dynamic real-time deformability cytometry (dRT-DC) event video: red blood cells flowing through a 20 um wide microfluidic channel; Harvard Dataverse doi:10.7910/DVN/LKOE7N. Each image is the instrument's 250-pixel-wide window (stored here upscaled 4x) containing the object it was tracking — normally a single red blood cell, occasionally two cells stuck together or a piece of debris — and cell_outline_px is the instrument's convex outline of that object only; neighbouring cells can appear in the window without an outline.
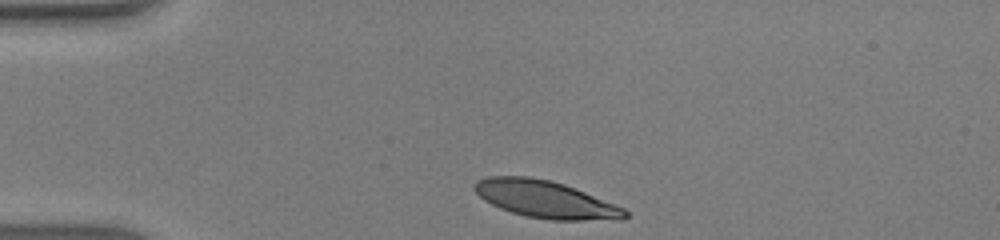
{"species": "human", "species_latin": "Homo sapiens", "temperature_condition": "warm", "stored_images_in_passage": 30, "camera_frame_rate_fps": 3000, "um_per_image_px": 0.085, "donor": {"sex": "male"}, "frame": {"image": 1, "passage_image": 1, "time_ms": 0.0, "image_size_px": [1000, 240], "cell_outline_px": [[628, 216], [624, 220], [552, 220], [528, 216], [512, 212], [500, 208], [484, 200], [472, 188], [472, 184], [476, 180], [488, 176], [528, 176], [548, 180], [564, 184], [624, 208], [628, 212]], "centroid_in_image_um": [46.35, 16.94], "position_along_channel_um": 38.6, "area_um2": 32.54}}
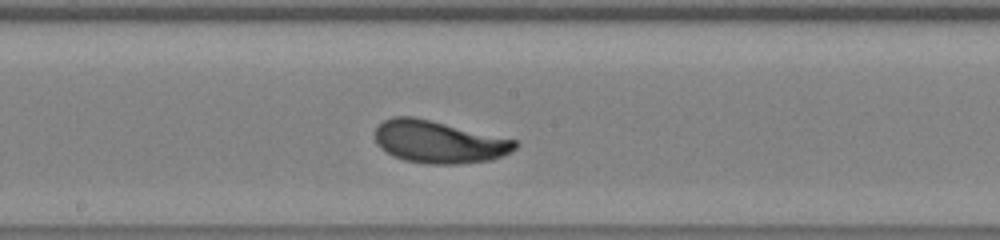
{"frame": {"image": 2, "passage_image": 16, "time_ms": 5.0, "image_size_px": [1000, 240], "cell_outline_px": [[520, 144], [516, 148], [492, 160], [460, 164], [428, 164], [404, 160], [392, 156], [380, 148], [376, 144], [376, 128], [384, 120], [392, 116], [412, 116], [516, 140]], "centroid_in_image_um": [37.27, 12.07], "position_along_channel_um": 210.9, "area_um2": 34.45}}
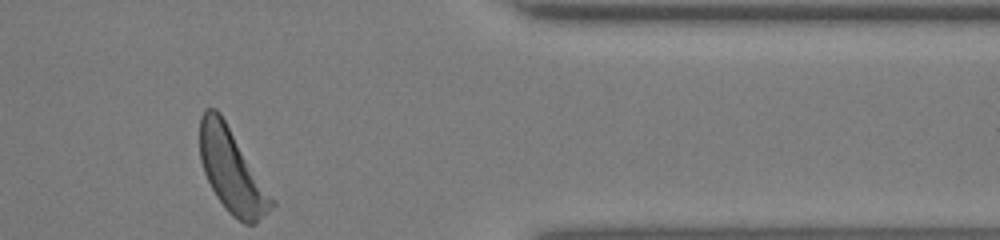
{"frame": {"image": 3, "passage_image": 30, "time_ms": 9.667, "image_size_px": [1000, 240], "cell_outline_px": [[276, 204], [256, 224], [244, 224], [232, 216], [228, 212], [216, 196], [204, 172], [200, 160], [200, 116], [204, 108], [216, 108], [220, 112], [276, 200]], "centroid_in_image_um": [19.73, 14.52], "position_along_channel_um": 391.7, "area_um2": 35.14}, "authors_computed_cell_mechanics": {"area_um2": 33.9575, "velocity_mm_per_s": 4.3135, "shape_relaxation_time_tau1_ms": 2.1767, "shape_relaxation_time_tau2_ms": null, "deformation_change_tau1": 0.1495, "deformation_change_tau2": null}}